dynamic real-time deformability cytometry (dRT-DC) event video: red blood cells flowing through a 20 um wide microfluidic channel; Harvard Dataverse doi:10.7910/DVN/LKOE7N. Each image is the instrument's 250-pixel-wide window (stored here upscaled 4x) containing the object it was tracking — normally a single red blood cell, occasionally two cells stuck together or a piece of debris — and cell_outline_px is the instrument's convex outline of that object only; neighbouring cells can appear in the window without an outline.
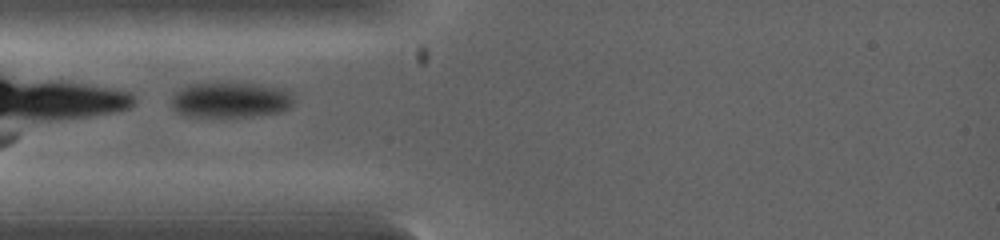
{"species": "common noctule bat (a hibernating species)", "species_latin": "Nyctalus noctula", "temperature_condition": "warm", "stored_images_in_passage": 1, "camera_frame_rate_fps": 5000, "um_per_image_px": 0.085, "animal": {"sex": "female", "body_mass_g": 19.0, "forearm_length_mm": 53.3}, "frame": {"image": 1, "passage_image": 1, "time_ms": 0.0, "image_size_px": [1000, 240], "cell_outline_px": [[292, 104], [284, 112], [252, 116], [184, 116], [176, 112], [172, 108], [172, 96], [176, 92], [192, 84], [232, 84], [268, 88], [284, 92], [292, 100]], "centroid_in_image_um": [19.47, 8.56], "position_along_channel_um": 65.5, "area_um2": 23.87}}